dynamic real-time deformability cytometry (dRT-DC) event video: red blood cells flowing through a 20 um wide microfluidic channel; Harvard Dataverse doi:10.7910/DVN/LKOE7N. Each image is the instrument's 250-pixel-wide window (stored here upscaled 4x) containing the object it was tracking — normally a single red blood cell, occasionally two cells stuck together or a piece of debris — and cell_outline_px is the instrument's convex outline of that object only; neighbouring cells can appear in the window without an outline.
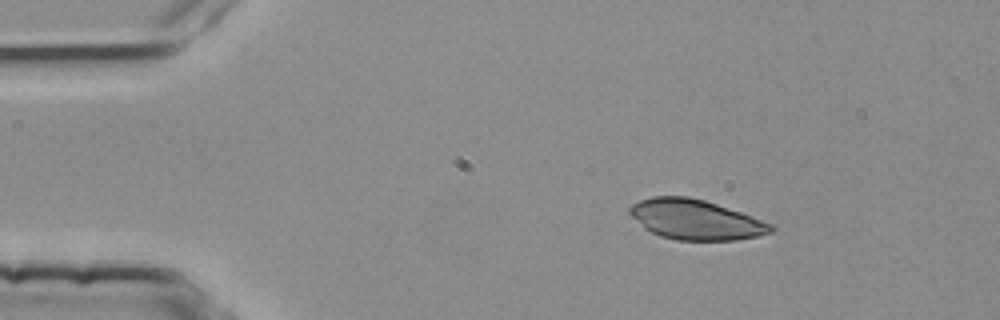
{"species": "common noctule bat (a hibernating species)", "species_latin": "Nyctalus noctula", "temperature_condition": "room temperature", "stored_images_in_passage": 3, "camera_frame_rate_fps": 3000, "um_per_image_px": 0.085, "animal": {"sex": "female", "body_mass_g": 25.1}, "frame": {"image": 1, "passage_image": 1, "time_ms": 0.0, "image_size_px": [1000, 320], "cell_outline_px": [[776, 228], [772, 232], [756, 236], [736, 240], [676, 240], [660, 236], [644, 228], [628, 212], [628, 208], [632, 204], [640, 200], [652, 196], [688, 196], [704, 200], [740, 212], [772, 224]], "centroid_in_image_um": [59.1, 18.66], "position_along_channel_um": 25.9, "area_um2": 32.71}}